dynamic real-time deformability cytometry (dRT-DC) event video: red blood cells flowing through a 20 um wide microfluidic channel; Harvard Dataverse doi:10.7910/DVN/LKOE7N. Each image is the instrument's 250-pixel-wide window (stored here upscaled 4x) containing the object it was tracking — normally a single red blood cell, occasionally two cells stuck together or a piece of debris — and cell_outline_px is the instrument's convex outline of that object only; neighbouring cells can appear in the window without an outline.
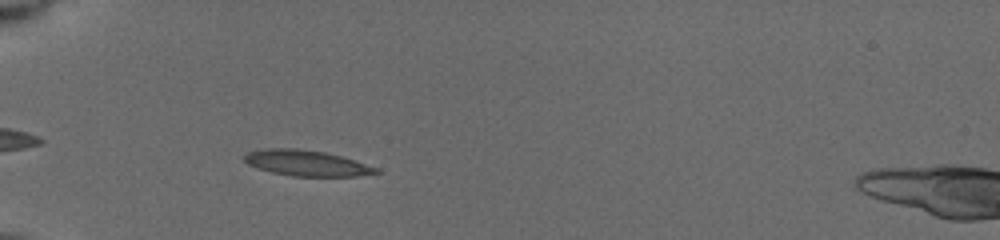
{"species": "common noctule bat (a hibernating species)", "species_latin": "Nyctalus noctula", "temperature_condition": "cold", "stored_images_in_passage": 35, "camera_frame_rate_fps": 3000, "um_per_image_px": 0.085, "animal": {"sex": "female", "body_mass_g": 19.5, "forearm_length_mm": 54.1}, "frame": {"image": 1, "passage_image": 5, "time_ms": 1.0, "image_size_px": [1000, 240], "cell_outline_px": [[380, 172], [356, 176], [292, 176], [272, 172], [248, 164], [244, 160], [244, 152], [264, 148], [296, 148], [324, 152], [340, 156], [380, 168]], "centroid_in_image_um": [26.03, 13.85], "position_along_channel_um": 59.0, "area_um2": 19.65}}
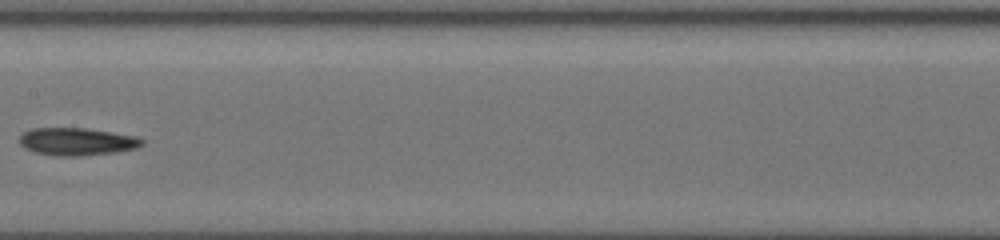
{"frame": {"image": 2, "passage_image": 15, "time_ms": 5.0, "image_size_px": [1000, 240], "cell_outline_px": [[144, 144], [136, 148], [116, 152], [80, 156], [56, 156], [36, 152], [24, 148], [20, 144], [20, 136], [24, 132], [32, 128], [88, 128], [140, 136], [144, 140]], "centroid_in_image_um": [6.59, 12.03], "position_along_channel_um": 200.8, "area_um2": 19.94}}
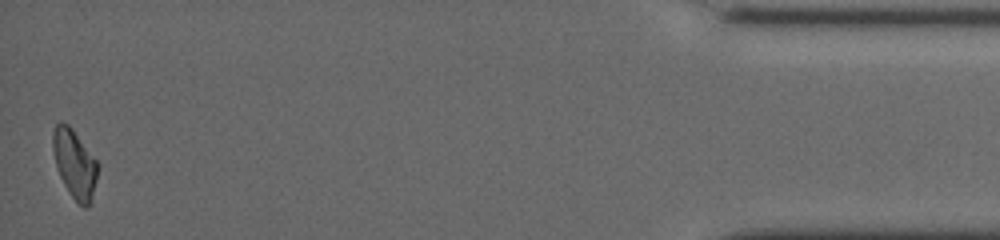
{"frame": {"image": 3, "passage_image": 35, "time_ms": 12.667, "image_size_px": [1000, 240], "cell_outline_px": [[100, 164], [96, 180], [88, 208], [84, 208], [72, 196], [64, 184], [56, 168], [52, 148], [52, 132], [56, 124], [60, 120], [68, 124], [72, 128]], "centroid_in_image_um": [6.33, 13.87], "position_along_channel_um": 428.9, "area_um2": 17.98}, "authors_computed_cell_mechanics": {"area_um2": 19.363, "velocity_mm_per_s": 3.9447, "shape_relaxation_time_tau1_ms": 6.8223, "shape_relaxation_time_tau2_ms": null, "deformation_change_tau1": 0.1848, "deformation_change_tau2": null}}